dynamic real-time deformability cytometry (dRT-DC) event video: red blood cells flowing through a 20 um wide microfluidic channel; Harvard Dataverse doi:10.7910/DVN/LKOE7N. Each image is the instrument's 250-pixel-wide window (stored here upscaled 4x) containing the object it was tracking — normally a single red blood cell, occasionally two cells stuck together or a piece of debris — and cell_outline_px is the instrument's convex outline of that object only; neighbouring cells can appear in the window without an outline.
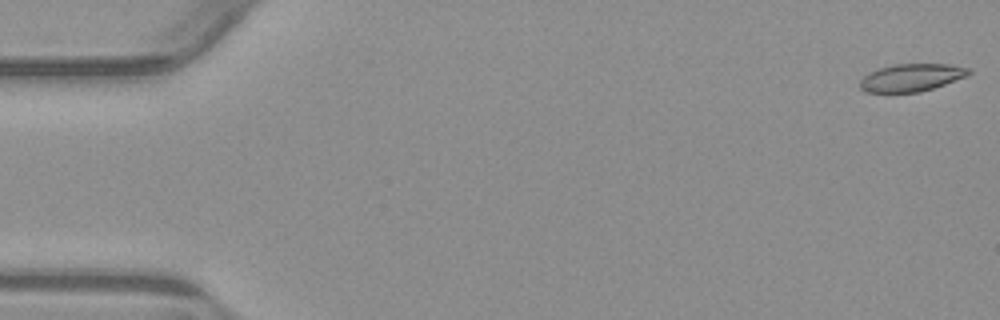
{"species": "common noctule bat (a hibernating species)", "species_latin": "Nyctalus noctula", "temperature_condition": "warm", "stored_images_in_passage": 15, "camera_frame_rate_fps": 3000, "um_per_image_px": 0.085, "animal": {"sex": "male", "body_mass_g": 23.1, "forearm_length_mm": 52.7}, "frame": {"image": 1, "passage_image": 1, "time_ms": 0.0, "image_size_px": [1000, 320], "cell_outline_px": [[972, 72], [968, 76], [920, 92], [864, 92], [860, 88], [860, 80], [864, 76], [880, 68], [896, 64], [948, 64], [972, 68]], "centroid_in_image_um": [77.52, 6.59], "position_along_channel_um": 7.5, "area_um2": 17.4}}